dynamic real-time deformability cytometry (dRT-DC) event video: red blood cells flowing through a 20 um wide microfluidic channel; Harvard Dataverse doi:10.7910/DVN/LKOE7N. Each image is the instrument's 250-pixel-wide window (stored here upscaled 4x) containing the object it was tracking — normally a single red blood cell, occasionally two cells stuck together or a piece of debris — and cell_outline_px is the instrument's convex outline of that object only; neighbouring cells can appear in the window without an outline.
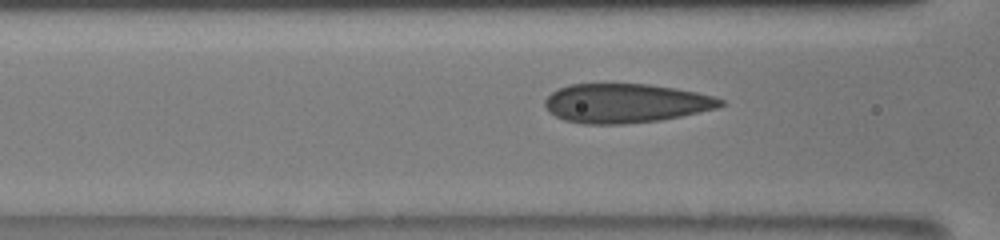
{"species": "human", "species_latin": "Homo sapiens", "temperature_condition": "room temperature", "stored_images_in_passage": 23, "camera_frame_rate_fps": 3000, "um_per_image_px": 0.085, "donor": {"sex": "male"}, "frame": {"image": 1, "passage_image": 21, "time_ms": 8.0, "image_size_px": [1000, 240], "cell_outline_px": [[724, 104], [716, 108], [700, 112], [660, 120], [624, 124], [584, 124], [564, 120], [548, 112], [544, 104], [544, 100], [552, 92], [568, 84], [648, 84], [676, 88], [696, 92], [712, 96], [724, 100]], "centroid_in_image_um": [53.15, 8.77], "position_along_channel_um": 113.4, "area_um2": 40.06}}